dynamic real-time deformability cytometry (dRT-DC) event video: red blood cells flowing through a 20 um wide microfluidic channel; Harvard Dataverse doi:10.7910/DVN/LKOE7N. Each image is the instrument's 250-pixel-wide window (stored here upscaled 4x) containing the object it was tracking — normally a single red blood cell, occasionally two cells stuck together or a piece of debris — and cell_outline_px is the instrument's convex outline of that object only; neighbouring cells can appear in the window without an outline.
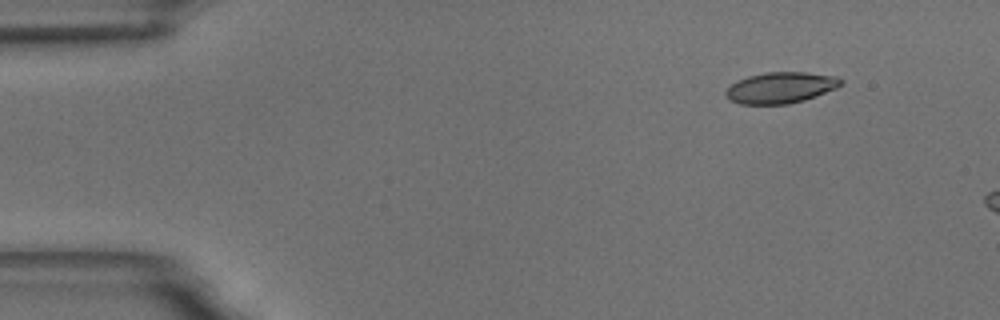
{"species": "common noctule bat (a hibernating species)", "species_latin": "Nyctalus noctula", "temperature_condition": "room temperature", "stored_images_in_passage": 3, "camera_frame_rate_fps": 3000, "um_per_image_px": 0.085, "animal": {"sex": "male", "body_mass_g": 18.8}, "frame": {"image": 1, "passage_image": 1, "time_ms": 0.0, "image_size_px": [1000, 320], "cell_outline_px": [[844, 84], [836, 88], [816, 96], [804, 100], [788, 104], [740, 104], [728, 100], [724, 96], [724, 92], [736, 80], [748, 76], [764, 72], [804, 72], [836, 76], [844, 80]], "centroid_in_image_um": [66.34, 7.45], "position_along_channel_um": 18.7, "area_um2": 21.1}}